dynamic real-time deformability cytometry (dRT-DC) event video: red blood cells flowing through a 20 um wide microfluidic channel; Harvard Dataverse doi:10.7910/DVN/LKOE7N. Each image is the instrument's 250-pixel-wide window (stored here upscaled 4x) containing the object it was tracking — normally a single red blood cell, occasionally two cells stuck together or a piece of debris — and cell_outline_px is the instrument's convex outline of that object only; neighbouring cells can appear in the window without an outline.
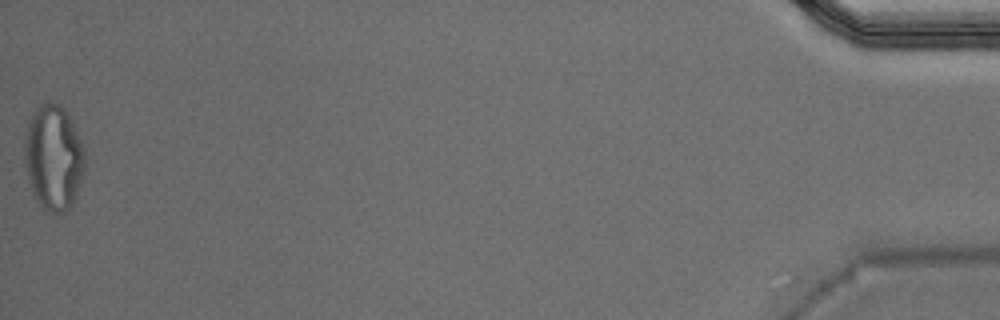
{"species": "Egyptian fruit bat (a non-hibernating species)", "species_latin": "Rousettus aegyptiacus", "temperature_condition": "warm", "stored_images_in_passage": 51, "camera_frame_rate_fps": 3000, "um_per_image_px": 0.085, "animal": {"sex": "male"}, "frame": {"image": 1, "passage_image": 51, "time_ms": 16.667, "image_size_px": [1000, 320], "cell_outline_px": [[84, 172], [80, 184], [72, 204], [68, 212], [52, 212], [44, 208], [36, 200], [32, 192], [28, 180], [24, 164], [24, 136], [32, 112], [44, 100], [52, 100], [60, 104], [68, 112], [80, 140], [84, 152]], "centroid_in_image_um": [4.52, 13.34], "position_along_channel_um": 430.7, "area_um2": 37.4}, "authors_computed_cell_mechanics": {"area_um2": 21.386, "velocity_mm_per_s": 3.8988, "shape_relaxation_time_tau1_ms": null, "shape_relaxation_time_tau2_ms": 1.5513, "deformation_change_tau1": null, "deformation_change_tau2": 0.0902}}